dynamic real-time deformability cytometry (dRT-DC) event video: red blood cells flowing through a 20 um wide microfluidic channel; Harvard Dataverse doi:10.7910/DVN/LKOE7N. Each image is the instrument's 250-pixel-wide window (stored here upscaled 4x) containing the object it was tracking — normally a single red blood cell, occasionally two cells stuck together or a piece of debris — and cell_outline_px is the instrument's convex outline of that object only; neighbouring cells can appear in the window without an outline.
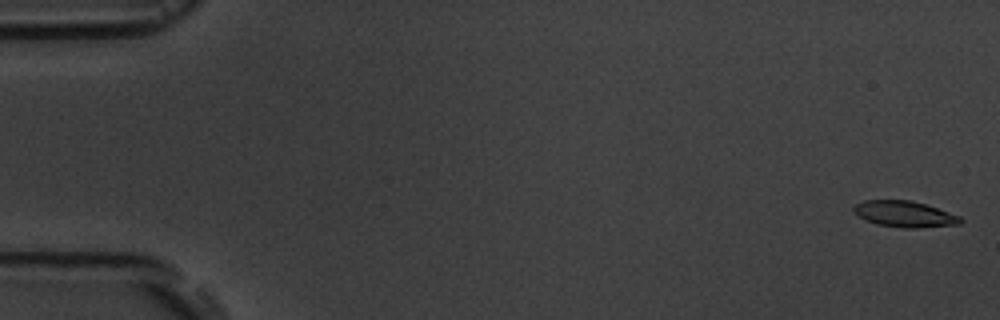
{"species": "common noctule bat (a hibernating species)", "species_latin": "Nyctalus noctula", "temperature_condition": "room temperature", "stored_images_in_passage": 6, "camera_frame_rate_fps": 3000, "um_per_image_px": 0.085, "animal": {"sex": "male", "body_mass_g": 19.5, "forearm_length_mm": 54.6}, "frame": {"image": 1, "passage_image": 1, "time_ms": 0.0, "image_size_px": [1000, 320], "cell_outline_px": [[964, 220], [960, 224], [920, 228], [904, 228], [876, 224], [860, 216], [852, 208], [856, 204], [864, 200], [912, 200], [960, 216]], "centroid_in_image_um": [76.92, 18.2], "position_along_channel_um": 8.1, "area_um2": 16.07}}
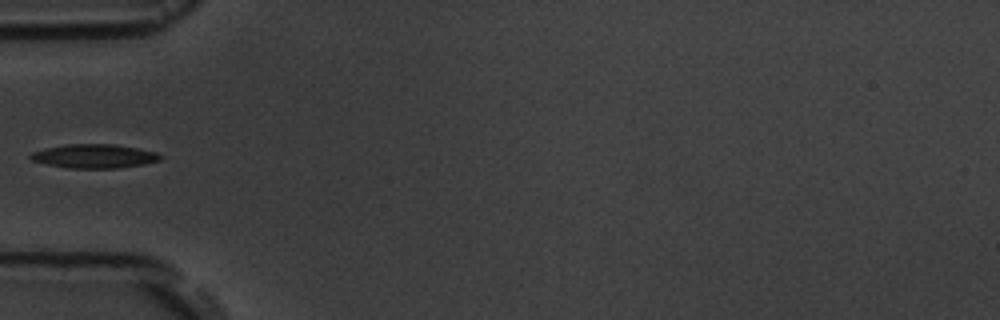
{"frame": {"image": 2, "passage_image": 5, "time_ms": 6.0, "image_size_px": [1000, 320], "cell_outline_px": [[164, 156], [160, 160], [144, 164], [116, 168], [68, 168], [48, 164], [32, 160], [28, 156], [32, 152], [44, 148], [68, 144], [116, 144], [156, 152]], "centroid_in_image_um": [8.02, 13.27], "position_along_channel_um": 77.0, "area_um2": 18.03}}
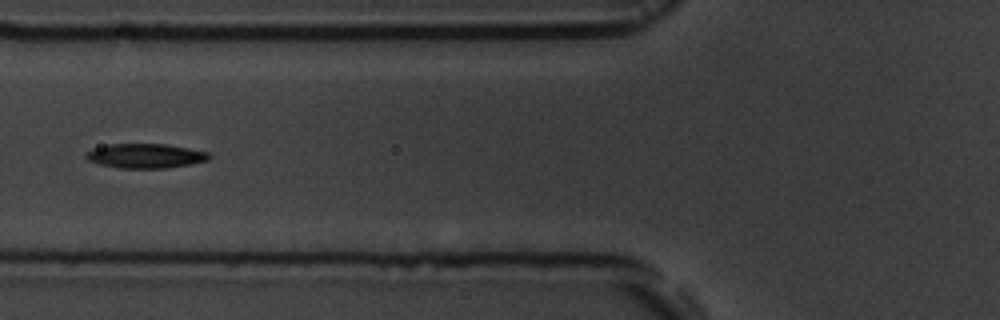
{"frame": {"image": 3, "passage_image": 6, "time_ms": 7.0, "image_size_px": [1000, 320], "cell_outline_px": [[212, 156], [208, 160], [192, 164], [164, 168], [120, 168], [100, 164], [88, 160], [84, 156], [92, 148], [108, 144], [164, 144], [188, 148], [208, 152]], "centroid_in_image_um": [12.37, 13.25], "position_along_channel_um": 113.4, "area_um2": 17.51}}